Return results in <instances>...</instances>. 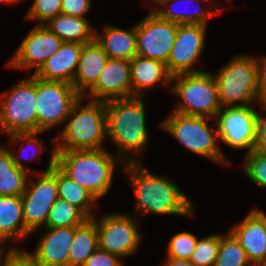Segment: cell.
Wrapping results in <instances>:
<instances>
[{
    "label": "cell",
    "instance_id": "cell-13",
    "mask_svg": "<svg viewBox=\"0 0 266 266\" xmlns=\"http://www.w3.org/2000/svg\"><path fill=\"white\" fill-rule=\"evenodd\" d=\"M178 25L151 12L136 25L137 55L166 64L176 40Z\"/></svg>",
    "mask_w": 266,
    "mask_h": 266
},
{
    "label": "cell",
    "instance_id": "cell-39",
    "mask_svg": "<svg viewBox=\"0 0 266 266\" xmlns=\"http://www.w3.org/2000/svg\"><path fill=\"white\" fill-rule=\"evenodd\" d=\"M261 107L266 110V106ZM253 151L266 155V115L262 117L259 113L257 118L256 143Z\"/></svg>",
    "mask_w": 266,
    "mask_h": 266
},
{
    "label": "cell",
    "instance_id": "cell-17",
    "mask_svg": "<svg viewBox=\"0 0 266 266\" xmlns=\"http://www.w3.org/2000/svg\"><path fill=\"white\" fill-rule=\"evenodd\" d=\"M230 232L239 241L252 265H266V215L262 211L253 209Z\"/></svg>",
    "mask_w": 266,
    "mask_h": 266
},
{
    "label": "cell",
    "instance_id": "cell-32",
    "mask_svg": "<svg viewBox=\"0 0 266 266\" xmlns=\"http://www.w3.org/2000/svg\"><path fill=\"white\" fill-rule=\"evenodd\" d=\"M198 238L189 232L174 235L167 248V257L189 260L196 247Z\"/></svg>",
    "mask_w": 266,
    "mask_h": 266
},
{
    "label": "cell",
    "instance_id": "cell-10",
    "mask_svg": "<svg viewBox=\"0 0 266 266\" xmlns=\"http://www.w3.org/2000/svg\"><path fill=\"white\" fill-rule=\"evenodd\" d=\"M50 154L47 170L40 174L37 182L27 183L21 195L24 224L31 233L46 223L49 211L58 199L56 149Z\"/></svg>",
    "mask_w": 266,
    "mask_h": 266
},
{
    "label": "cell",
    "instance_id": "cell-28",
    "mask_svg": "<svg viewBox=\"0 0 266 266\" xmlns=\"http://www.w3.org/2000/svg\"><path fill=\"white\" fill-rule=\"evenodd\" d=\"M89 218L76 206L58 198L51 207L46 228L80 226Z\"/></svg>",
    "mask_w": 266,
    "mask_h": 266
},
{
    "label": "cell",
    "instance_id": "cell-37",
    "mask_svg": "<svg viewBox=\"0 0 266 266\" xmlns=\"http://www.w3.org/2000/svg\"><path fill=\"white\" fill-rule=\"evenodd\" d=\"M91 8V0H62L61 14L86 18L84 14Z\"/></svg>",
    "mask_w": 266,
    "mask_h": 266
},
{
    "label": "cell",
    "instance_id": "cell-24",
    "mask_svg": "<svg viewBox=\"0 0 266 266\" xmlns=\"http://www.w3.org/2000/svg\"><path fill=\"white\" fill-rule=\"evenodd\" d=\"M45 27L56 34L63 42L86 44L95 40V31L87 18L58 14L49 20Z\"/></svg>",
    "mask_w": 266,
    "mask_h": 266
},
{
    "label": "cell",
    "instance_id": "cell-18",
    "mask_svg": "<svg viewBox=\"0 0 266 266\" xmlns=\"http://www.w3.org/2000/svg\"><path fill=\"white\" fill-rule=\"evenodd\" d=\"M77 227L46 228L47 232L37 248L28 255L39 266H68L70 246Z\"/></svg>",
    "mask_w": 266,
    "mask_h": 266
},
{
    "label": "cell",
    "instance_id": "cell-29",
    "mask_svg": "<svg viewBox=\"0 0 266 266\" xmlns=\"http://www.w3.org/2000/svg\"><path fill=\"white\" fill-rule=\"evenodd\" d=\"M245 250L239 241L229 231L227 235H220V246L214 266H250Z\"/></svg>",
    "mask_w": 266,
    "mask_h": 266
},
{
    "label": "cell",
    "instance_id": "cell-20",
    "mask_svg": "<svg viewBox=\"0 0 266 266\" xmlns=\"http://www.w3.org/2000/svg\"><path fill=\"white\" fill-rule=\"evenodd\" d=\"M108 59L109 57L96 40L82 45L78 67L72 83L81 97L85 98L87 89L90 90L96 84Z\"/></svg>",
    "mask_w": 266,
    "mask_h": 266
},
{
    "label": "cell",
    "instance_id": "cell-43",
    "mask_svg": "<svg viewBox=\"0 0 266 266\" xmlns=\"http://www.w3.org/2000/svg\"><path fill=\"white\" fill-rule=\"evenodd\" d=\"M153 3L156 2V4L160 3L163 0H151Z\"/></svg>",
    "mask_w": 266,
    "mask_h": 266
},
{
    "label": "cell",
    "instance_id": "cell-33",
    "mask_svg": "<svg viewBox=\"0 0 266 266\" xmlns=\"http://www.w3.org/2000/svg\"><path fill=\"white\" fill-rule=\"evenodd\" d=\"M245 174L254 184L266 188V155L252 151L245 157Z\"/></svg>",
    "mask_w": 266,
    "mask_h": 266
},
{
    "label": "cell",
    "instance_id": "cell-41",
    "mask_svg": "<svg viewBox=\"0 0 266 266\" xmlns=\"http://www.w3.org/2000/svg\"><path fill=\"white\" fill-rule=\"evenodd\" d=\"M165 264L163 266H194L189 260H182L167 257V260L164 261Z\"/></svg>",
    "mask_w": 266,
    "mask_h": 266
},
{
    "label": "cell",
    "instance_id": "cell-31",
    "mask_svg": "<svg viewBox=\"0 0 266 266\" xmlns=\"http://www.w3.org/2000/svg\"><path fill=\"white\" fill-rule=\"evenodd\" d=\"M220 246V234L198 239L189 261L194 266H214Z\"/></svg>",
    "mask_w": 266,
    "mask_h": 266
},
{
    "label": "cell",
    "instance_id": "cell-11",
    "mask_svg": "<svg viewBox=\"0 0 266 266\" xmlns=\"http://www.w3.org/2000/svg\"><path fill=\"white\" fill-rule=\"evenodd\" d=\"M218 139L234 149L254 150L258 112L252 107H225L217 113Z\"/></svg>",
    "mask_w": 266,
    "mask_h": 266
},
{
    "label": "cell",
    "instance_id": "cell-35",
    "mask_svg": "<svg viewBox=\"0 0 266 266\" xmlns=\"http://www.w3.org/2000/svg\"><path fill=\"white\" fill-rule=\"evenodd\" d=\"M120 257L98 248L85 261L83 266H121Z\"/></svg>",
    "mask_w": 266,
    "mask_h": 266
},
{
    "label": "cell",
    "instance_id": "cell-19",
    "mask_svg": "<svg viewBox=\"0 0 266 266\" xmlns=\"http://www.w3.org/2000/svg\"><path fill=\"white\" fill-rule=\"evenodd\" d=\"M82 43L63 42L59 50L48 58L33 74L43 80L73 83L78 67Z\"/></svg>",
    "mask_w": 266,
    "mask_h": 266
},
{
    "label": "cell",
    "instance_id": "cell-21",
    "mask_svg": "<svg viewBox=\"0 0 266 266\" xmlns=\"http://www.w3.org/2000/svg\"><path fill=\"white\" fill-rule=\"evenodd\" d=\"M130 62L132 97H143L144 91L157 82L161 81L165 85L172 82V75L162 61L137 55Z\"/></svg>",
    "mask_w": 266,
    "mask_h": 266
},
{
    "label": "cell",
    "instance_id": "cell-6",
    "mask_svg": "<svg viewBox=\"0 0 266 266\" xmlns=\"http://www.w3.org/2000/svg\"><path fill=\"white\" fill-rule=\"evenodd\" d=\"M171 92L182 99L174 112L214 119L221 109L215 76L207 71L180 73L172 76Z\"/></svg>",
    "mask_w": 266,
    "mask_h": 266
},
{
    "label": "cell",
    "instance_id": "cell-15",
    "mask_svg": "<svg viewBox=\"0 0 266 266\" xmlns=\"http://www.w3.org/2000/svg\"><path fill=\"white\" fill-rule=\"evenodd\" d=\"M202 24H180L177 28L176 40L168 57L166 67L173 76L180 73L200 72L191 66L203 52L205 29Z\"/></svg>",
    "mask_w": 266,
    "mask_h": 266
},
{
    "label": "cell",
    "instance_id": "cell-7",
    "mask_svg": "<svg viewBox=\"0 0 266 266\" xmlns=\"http://www.w3.org/2000/svg\"><path fill=\"white\" fill-rule=\"evenodd\" d=\"M36 76L13 85L0 94V130L6 134L38 132Z\"/></svg>",
    "mask_w": 266,
    "mask_h": 266
},
{
    "label": "cell",
    "instance_id": "cell-42",
    "mask_svg": "<svg viewBox=\"0 0 266 266\" xmlns=\"http://www.w3.org/2000/svg\"><path fill=\"white\" fill-rule=\"evenodd\" d=\"M0 2H7V3L10 2V4H11V3L18 2V0H0Z\"/></svg>",
    "mask_w": 266,
    "mask_h": 266
},
{
    "label": "cell",
    "instance_id": "cell-40",
    "mask_svg": "<svg viewBox=\"0 0 266 266\" xmlns=\"http://www.w3.org/2000/svg\"><path fill=\"white\" fill-rule=\"evenodd\" d=\"M258 102L261 106H266V58H262Z\"/></svg>",
    "mask_w": 266,
    "mask_h": 266
},
{
    "label": "cell",
    "instance_id": "cell-23",
    "mask_svg": "<svg viewBox=\"0 0 266 266\" xmlns=\"http://www.w3.org/2000/svg\"><path fill=\"white\" fill-rule=\"evenodd\" d=\"M31 232L25 227L21 196H0V241L27 237Z\"/></svg>",
    "mask_w": 266,
    "mask_h": 266
},
{
    "label": "cell",
    "instance_id": "cell-25",
    "mask_svg": "<svg viewBox=\"0 0 266 266\" xmlns=\"http://www.w3.org/2000/svg\"><path fill=\"white\" fill-rule=\"evenodd\" d=\"M28 173L16 166L9 150L0 145V196H21Z\"/></svg>",
    "mask_w": 266,
    "mask_h": 266
},
{
    "label": "cell",
    "instance_id": "cell-27",
    "mask_svg": "<svg viewBox=\"0 0 266 266\" xmlns=\"http://www.w3.org/2000/svg\"><path fill=\"white\" fill-rule=\"evenodd\" d=\"M57 186L58 198L79 208L89 219L93 218L91 207L97 201L96 198L87 189L66 176L58 167Z\"/></svg>",
    "mask_w": 266,
    "mask_h": 266
},
{
    "label": "cell",
    "instance_id": "cell-14",
    "mask_svg": "<svg viewBox=\"0 0 266 266\" xmlns=\"http://www.w3.org/2000/svg\"><path fill=\"white\" fill-rule=\"evenodd\" d=\"M63 41L45 25L35 26L22 40L13 58L7 64L13 68L35 67L37 72L45 61L55 54Z\"/></svg>",
    "mask_w": 266,
    "mask_h": 266
},
{
    "label": "cell",
    "instance_id": "cell-38",
    "mask_svg": "<svg viewBox=\"0 0 266 266\" xmlns=\"http://www.w3.org/2000/svg\"><path fill=\"white\" fill-rule=\"evenodd\" d=\"M37 134L38 132L14 133V134L9 135V140L15 143L19 142V140H22V141L25 140L26 144L27 145L29 144V146L37 147L39 144L42 146V142H40L38 138L35 137ZM10 153L12 155L14 164L18 166L19 168L27 171L24 164H22V162L20 161V159H22L21 157L22 155L21 156H19V154L17 155L15 150L14 151L11 150Z\"/></svg>",
    "mask_w": 266,
    "mask_h": 266
},
{
    "label": "cell",
    "instance_id": "cell-12",
    "mask_svg": "<svg viewBox=\"0 0 266 266\" xmlns=\"http://www.w3.org/2000/svg\"><path fill=\"white\" fill-rule=\"evenodd\" d=\"M91 219L96 224L100 249L123 258L139 248L142 239L139 226L129 215L110 213L98 221L94 217Z\"/></svg>",
    "mask_w": 266,
    "mask_h": 266
},
{
    "label": "cell",
    "instance_id": "cell-3",
    "mask_svg": "<svg viewBox=\"0 0 266 266\" xmlns=\"http://www.w3.org/2000/svg\"><path fill=\"white\" fill-rule=\"evenodd\" d=\"M106 118L107 136L117 146L120 157L143 150L148 140L143 97L106 101Z\"/></svg>",
    "mask_w": 266,
    "mask_h": 266
},
{
    "label": "cell",
    "instance_id": "cell-26",
    "mask_svg": "<svg viewBox=\"0 0 266 266\" xmlns=\"http://www.w3.org/2000/svg\"><path fill=\"white\" fill-rule=\"evenodd\" d=\"M99 248L96 224L92 219L75 229L70 246L68 266H83L87 258Z\"/></svg>",
    "mask_w": 266,
    "mask_h": 266
},
{
    "label": "cell",
    "instance_id": "cell-8",
    "mask_svg": "<svg viewBox=\"0 0 266 266\" xmlns=\"http://www.w3.org/2000/svg\"><path fill=\"white\" fill-rule=\"evenodd\" d=\"M206 119L207 117L188 116L173 112L161 125L196 155L209 157L215 162L226 165L228 162L225 161L216 143L219 140L217 126L211 132Z\"/></svg>",
    "mask_w": 266,
    "mask_h": 266
},
{
    "label": "cell",
    "instance_id": "cell-4",
    "mask_svg": "<svg viewBox=\"0 0 266 266\" xmlns=\"http://www.w3.org/2000/svg\"><path fill=\"white\" fill-rule=\"evenodd\" d=\"M83 99L79 98L73 105L62 134L53 139L56 140V150L103 148L101 143L107 137L106 101L91 99L83 107L80 106Z\"/></svg>",
    "mask_w": 266,
    "mask_h": 266
},
{
    "label": "cell",
    "instance_id": "cell-1",
    "mask_svg": "<svg viewBox=\"0 0 266 266\" xmlns=\"http://www.w3.org/2000/svg\"><path fill=\"white\" fill-rule=\"evenodd\" d=\"M123 164L136 195V211L140 216L145 213L178 216L193 214L194 207L191 199L173 181L151 174L143 167V163L135 160L132 155H129L128 161Z\"/></svg>",
    "mask_w": 266,
    "mask_h": 266
},
{
    "label": "cell",
    "instance_id": "cell-44",
    "mask_svg": "<svg viewBox=\"0 0 266 266\" xmlns=\"http://www.w3.org/2000/svg\"><path fill=\"white\" fill-rule=\"evenodd\" d=\"M2 252H4V250L2 248H0V257L3 256Z\"/></svg>",
    "mask_w": 266,
    "mask_h": 266
},
{
    "label": "cell",
    "instance_id": "cell-9",
    "mask_svg": "<svg viewBox=\"0 0 266 266\" xmlns=\"http://www.w3.org/2000/svg\"><path fill=\"white\" fill-rule=\"evenodd\" d=\"M81 96L71 83L36 77V110L38 133L66 121L73 105Z\"/></svg>",
    "mask_w": 266,
    "mask_h": 266
},
{
    "label": "cell",
    "instance_id": "cell-34",
    "mask_svg": "<svg viewBox=\"0 0 266 266\" xmlns=\"http://www.w3.org/2000/svg\"><path fill=\"white\" fill-rule=\"evenodd\" d=\"M61 5L62 0H34L26 16L40 21V25H45V22L61 14Z\"/></svg>",
    "mask_w": 266,
    "mask_h": 266
},
{
    "label": "cell",
    "instance_id": "cell-2",
    "mask_svg": "<svg viewBox=\"0 0 266 266\" xmlns=\"http://www.w3.org/2000/svg\"><path fill=\"white\" fill-rule=\"evenodd\" d=\"M113 155L102 149L56 150L55 165L98 200L112 185Z\"/></svg>",
    "mask_w": 266,
    "mask_h": 266
},
{
    "label": "cell",
    "instance_id": "cell-30",
    "mask_svg": "<svg viewBox=\"0 0 266 266\" xmlns=\"http://www.w3.org/2000/svg\"><path fill=\"white\" fill-rule=\"evenodd\" d=\"M174 1V2H173ZM175 1H183V0H163L161 1L160 5L167 6V4L170 2L175 4ZM184 1H192V0H184ZM198 1V0H197ZM201 1H208V0H201ZM187 7V6H186ZM197 8V7H196ZM199 8V7H198ZM196 9V11L200 9ZM176 10L173 8V6H168V9H156L152 12H154L160 19L170 21V22H175L177 24H202L205 25L207 24V19L209 16H211V11L209 10H201L199 12H192L191 13H184V12H175Z\"/></svg>",
    "mask_w": 266,
    "mask_h": 266
},
{
    "label": "cell",
    "instance_id": "cell-16",
    "mask_svg": "<svg viewBox=\"0 0 266 266\" xmlns=\"http://www.w3.org/2000/svg\"><path fill=\"white\" fill-rule=\"evenodd\" d=\"M131 62L109 58L96 84L88 92L93 100L108 101L132 97Z\"/></svg>",
    "mask_w": 266,
    "mask_h": 266
},
{
    "label": "cell",
    "instance_id": "cell-36",
    "mask_svg": "<svg viewBox=\"0 0 266 266\" xmlns=\"http://www.w3.org/2000/svg\"><path fill=\"white\" fill-rule=\"evenodd\" d=\"M5 259L1 262L0 266H39L24 250H18L17 248H11L8 250Z\"/></svg>",
    "mask_w": 266,
    "mask_h": 266
},
{
    "label": "cell",
    "instance_id": "cell-5",
    "mask_svg": "<svg viewBox=\"0 0 266 266\" xmlns=\"http://www.w3.org/2000/svg\"><path fill=\"white\" fill-rule=\"evenodd\" d=\"M261 62L253 57L237 56L219 71L215 80L222 108L248 106L258 100Z\"/></svg>",
    "mask_w": 266,
    "mask_h": 266
},
{
    "label": "cell",
    "instance_id": "cell-22",
    "mask_svg": "<svg viewBox=\"0 0 266 266\" xmlns=\"http://www.w3.org/2000/svg\"><path fill=\"white\" fill-rule=\"evenodd\" d=\"M103 30L104 36L95 34V40L109 58L132 60L137 56L136 25L130 30L105 25Z\"/></svg>",
    "mask_w": 266,
    "mask_h": 266
}]
</instances>
